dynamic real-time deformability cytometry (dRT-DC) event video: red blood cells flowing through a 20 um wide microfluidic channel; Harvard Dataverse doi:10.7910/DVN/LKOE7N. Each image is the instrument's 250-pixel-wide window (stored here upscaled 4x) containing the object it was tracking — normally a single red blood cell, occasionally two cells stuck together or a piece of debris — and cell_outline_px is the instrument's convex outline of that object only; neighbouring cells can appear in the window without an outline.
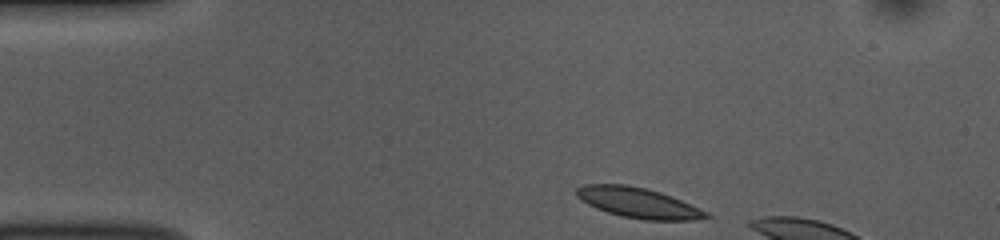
{"species": "common noctule bat (a hibernating species)", "species_latin": "Nyctalus noctula", "temperature_condition": "room temperature", "stored_images_in_passage": 6, "camera_frame_rate_fps": 3000, "um_per_image_px": 0.085, "animal": {"sex": "female", "body_mass_g": 10.0, "forearm_length_mm": 53.1}, "frame": {"image": 1, "passage_image": 1, "time_ms": 0.0, "image_size_px": [1000, 240], "cell_outline_px": [[712, 216], [696, 220], [644, 220], [624, 216], [608, 212], [596, 208], [588, 204], [576, 196], [576, 188], [584, 184], [628, 184], [660, 192], [680, 200], [708, 212]], "centroid_in_image_um": [54.24, 17.23], "position_along_channel_um": 30.8, "area_um2": 22.66}}